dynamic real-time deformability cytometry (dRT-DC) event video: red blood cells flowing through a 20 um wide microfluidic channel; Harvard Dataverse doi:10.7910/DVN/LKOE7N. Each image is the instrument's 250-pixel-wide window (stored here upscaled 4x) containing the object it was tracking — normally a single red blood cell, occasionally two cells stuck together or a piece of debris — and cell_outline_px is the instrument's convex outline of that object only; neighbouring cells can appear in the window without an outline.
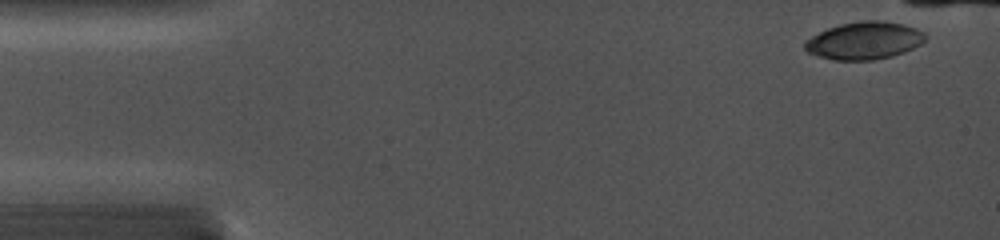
{"species": "common noctule bat (a hibernating species)", "species_latin": "Nyctalus noctula", "temperature_condition": "cold", "stored_images_in_passage": 4, "camera_frame_rate_fps": 5000, "um_per_image_px": 0.085, "animal": {"sex": "female", "body_mass_g": 19.0, "forearm_length_mm": 56.7}, "frame": {"image": 1, "passage_image": 1, "time_ms": 0.0, "image_size_px": [1000, 240], "cell_outline_px": [[928, 36], [920, 44], [904, 52], [892, 56], [872, 60], [832, 60], [808, 52], [804, 48], [804, 40], [828, 28], [840, 24], [864, 20], [880, 20], [904, 24], [916, 28], [924, 32]], "centroid_in_image_um": [73.47, 3.44], "position_along_channel_um": 11.5, "area_um2": 26.36}}